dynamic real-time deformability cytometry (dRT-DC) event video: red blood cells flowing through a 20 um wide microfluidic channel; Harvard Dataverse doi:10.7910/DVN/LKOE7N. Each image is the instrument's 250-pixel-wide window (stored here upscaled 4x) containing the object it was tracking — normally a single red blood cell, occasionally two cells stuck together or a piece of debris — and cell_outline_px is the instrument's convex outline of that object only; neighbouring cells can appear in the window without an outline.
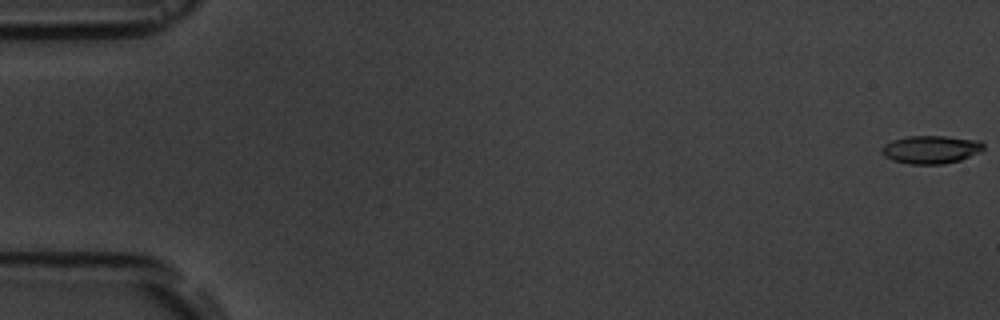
{"species": "common noctule bat (a hibernating species)", "species_latin": "Nyctalus noctula", "temperature_condition": "room temperature", "stored_images_in_passage": 11, "camera_frame_rate_fps": 3000, "um_per_image_px": 0.085, "animal": {"sex": "male", "body_mass_g": 19.5, "forearm_length_mm": 54.6}, "frame": {"image": 1, "passage_image": 1, "time_ms": 0.0, "image_size_px": [1000, 320], "cell_outline_px": [[984, 148], [980, 152], [960, 160], [944, 164], [908, 164], [892, 160], [884, 156], [880, 152], [880, 148], [884, 144], [892, 140], [908, 136], [948, 136], [980, 140], [984, 144]], "centroid_in_image_um": [79.11, 12.7], "position_along_channel_um": 5.9, "area_um2": 16.88}}
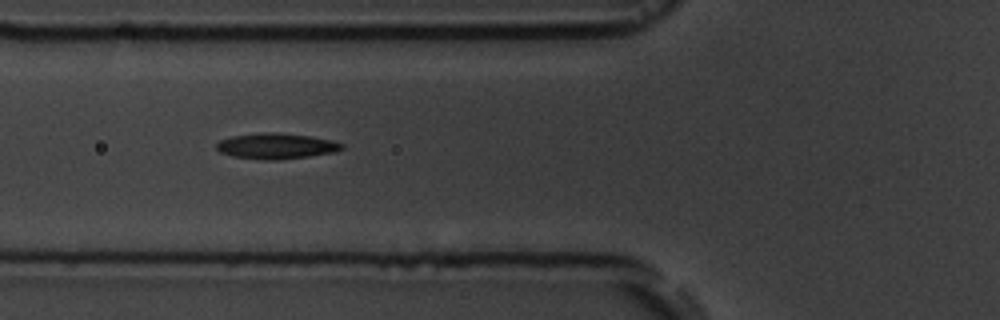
{"frame": {"image": 2, "passage_image": 6, "time_ms": 7.0, "image_size_px": [1000, 320], "cell_outline_px": [[344, 148], [336, 152], [280, 160], [264, 160], [232, 156], [220, 152], [216, 148], [216, 144], [220, 140], [232, 136], [260, 132], [280, 132], [308, 136], [332, 140], [344, 144]], "centroid_in_image_um": [23.48, 12.41], "position_along_channel_um": 102.3, "area_um2": 18.9}}
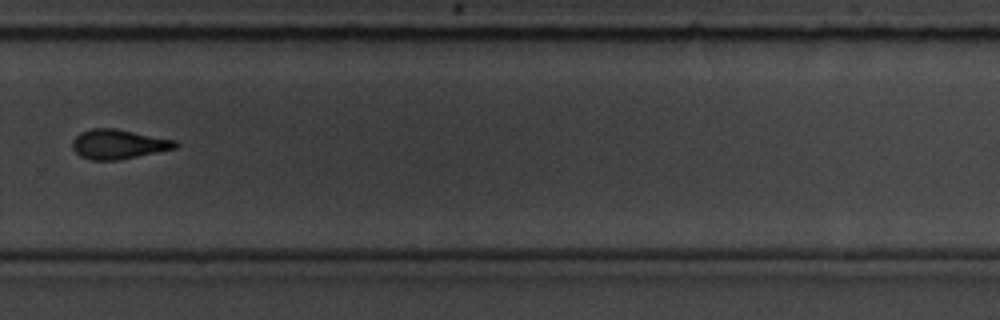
{"frame": {"image": 3, "passage_image": 11, "time_ms": 13.0, "image_size_px": [1000, 320], "cell_outline_px": [[180, 144], [176, 148], [120, 160], [92, 160], [80, 156], [72, 148], [72, 140], [80, 132], [92, 128], [116, 128], [176, 140]], "centroid_in_image_um": [10.07, 12.25], "position_along_channel_um": 319.7, "area_um2": 17.86}}